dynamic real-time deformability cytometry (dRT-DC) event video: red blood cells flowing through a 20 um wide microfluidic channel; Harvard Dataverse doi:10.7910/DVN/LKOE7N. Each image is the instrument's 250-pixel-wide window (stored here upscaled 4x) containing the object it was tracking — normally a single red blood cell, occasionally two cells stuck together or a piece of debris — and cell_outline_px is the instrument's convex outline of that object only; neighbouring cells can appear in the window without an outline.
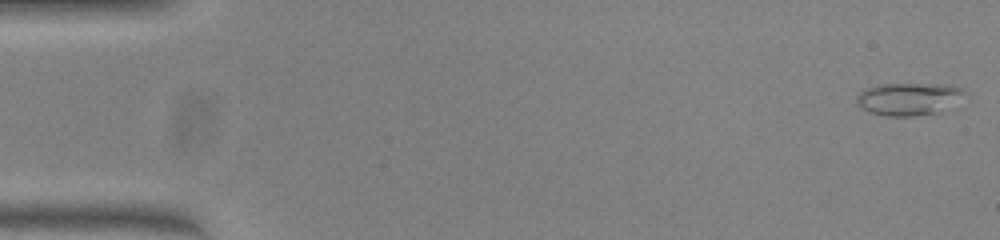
{"species": "common noctule bat (a hibernating species)", "species_latin": "Nyctalus noctula", "temperature_condition": "warm", "stored_images_in_passage": 50, "camera_frame_rate_fps": 3000, "um_per_image_px": 0.085, "animal": {"sex": "female", "body_mass_g": 23.0, "forearm_length_mm": 53.4}, "frame": {"image": 1, "passage_image": 1, "time_ms": 0.0, "image_size_px": [1000, 240], "cell_outline_px": [[964, 92], [956, 108], [916, 116], [884, 116], [868, 112], [860, 108], [856, 104], [856, 96], [864, 88], [876, 84], [952, 84], [960, 88]], "centroid_in_image_um": [77.23, 8.41], "position_along_channel_um": 7.8, "area_um2": 21.1}}
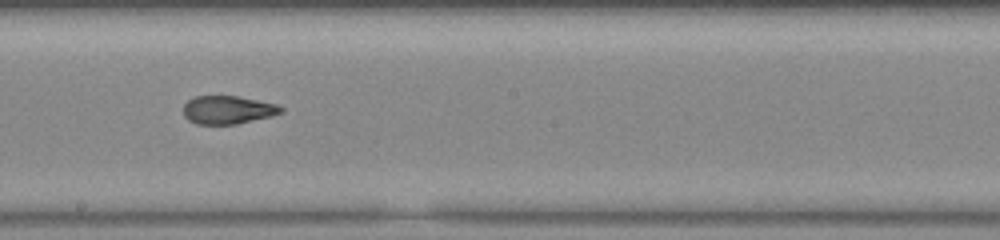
{"frame": {"image": 2, "passage_image": 28, "time_ms": 9.0, "image_size_px": [1000, 240], "cell_outline_px": [[284, 112], [272, 116], [236, 124], [196, 124], [188, 120], [184, 116], [184, 104], [188, 100], [196, 96], [240, 96], [276, 104], [284, 108]], "centroid_in_image_um": [19.38, 9.34], "position_along_channel_um": 228.8, "area_um2": 16.13}}
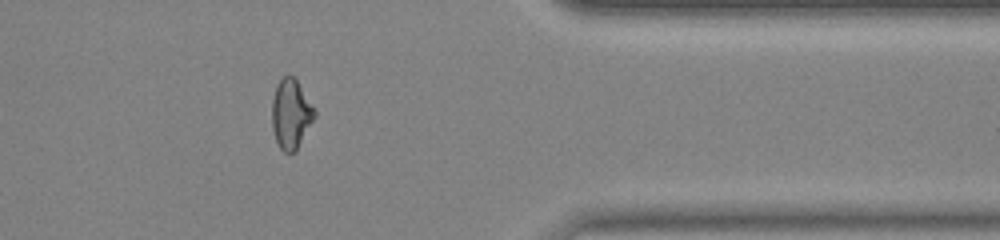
{"frame": {"image": 3, "passage_image": 41, "time_ms": 13.333, "image_size_px": [1000, 240], "cell_outline_px": [[316, 116], [296, 152], [284, 152], [280, 148], [276, 140], [272, 128], [272, 100], [276, 84], [284, 76], [292, 76], [296, 80], [316, 108]], "centroid_in_image_um": [24.75, 9.7], "position_along_channel_um": 386.7, "area_um2": 17.4}, "authors_computed_cell_mechanics": {"area_um2": 17.5712, "velocity_mm_per_s": 4.0523, "shape_relaxation_time_tau1_ms": null, "shape_relaxation_time_tau2_ms": 1.5694, "deformation_change_tau1": null, "deformation_change_tau2": 0.0847}}